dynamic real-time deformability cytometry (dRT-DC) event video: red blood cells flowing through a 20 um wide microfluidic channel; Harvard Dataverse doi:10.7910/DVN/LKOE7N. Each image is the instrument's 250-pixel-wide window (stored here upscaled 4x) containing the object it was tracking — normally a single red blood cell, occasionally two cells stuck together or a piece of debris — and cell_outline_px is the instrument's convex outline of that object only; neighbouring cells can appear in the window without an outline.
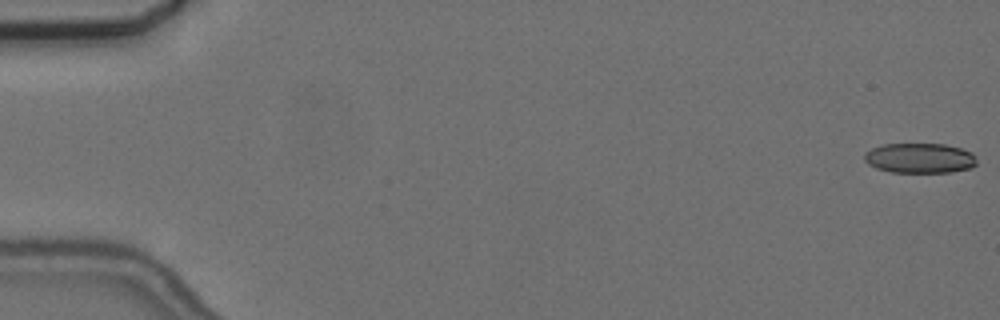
{"species": "common noctule bat (a hibernating species)", "species_latin": "Nyctalus noctula", "temperature_condition": "cold", "stored_images_in_passage": 2, "camera_frame_rate_fps": 3000, "um_per_image_px": 0.085, "animal": {"sex": "female", "body_mass_g": 24.6, "forearm_length_mm": 56.2}, "frame": {"image": 1, "passage_image": 1, "time_ms": 0.0, "image_size_px": [1000, 320], "cell_outline_px": [[976, 164], [972, 168], [952, 172], [892, 172], [876, 168], [868, 164], [864, 160], [864, 152], [880, 144], [944, 144], [960, 148], [972, 152], [976, 156]], "centroid_in_image_um": [78.18, 13.44], "position_along_channel_um": 6.8, "area_um2": 19.83}}